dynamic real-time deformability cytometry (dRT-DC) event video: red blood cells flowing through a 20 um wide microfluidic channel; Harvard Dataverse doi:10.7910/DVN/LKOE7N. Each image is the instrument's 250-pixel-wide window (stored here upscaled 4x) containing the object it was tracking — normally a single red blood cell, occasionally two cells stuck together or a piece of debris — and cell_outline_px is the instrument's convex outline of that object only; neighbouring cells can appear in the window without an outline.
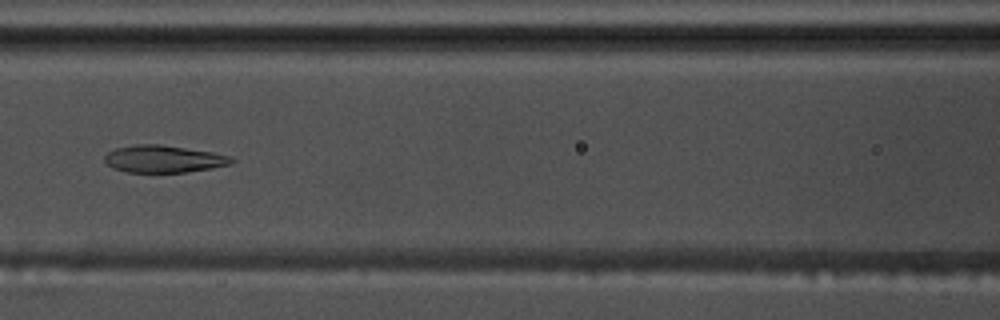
{"species": "common noctule bat (a hibernating species)", "species_latin": "Nyctalus noctula", "temperature_condition": "warm", "stored_images_in_passage": 57, "camera_frame_rate_fps": 3000, "um_per_image_px": 0.085, "animal": {"sex": "male", "body_mass_g": 17.5, "forearm_length_mm": 52.3}, "frame": {"image": 1, "passage_image": 26, "time_ms": 8.333, "image_size_px": [1000, 320], "cell_outline_px": [[236, 160], [232, 164], [212, 168], [188, 172], [128, 172], [112, 168], [104, 160], [104, 156], [108, 152], [116, 148], [136, 144], [160, 144], [212, 152], [228, 156]], "centroid_in_image_um": [13.91, 13.51], "position_along_channel_um": 152.7, "area_um2": 20.11}}
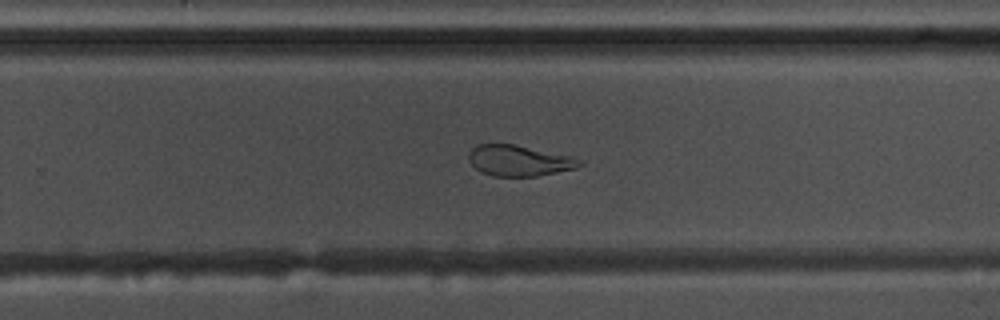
{"frame": {"image": 2, "passage_image": 37, "time_ms": 12.0, "image_size_px": [1000, 320], "cell_outline_px": [[584, 164], [576, 168], [536, 176], [492, 176], [480, 172], [468, 160], [468, 152], [476, 144], [512, 144], [572, 156], [584, 160]], "centroid_in_image_um": [44.12, 13.65], "position_along_channel_um": 285.7, "area_um2": 20.0}}
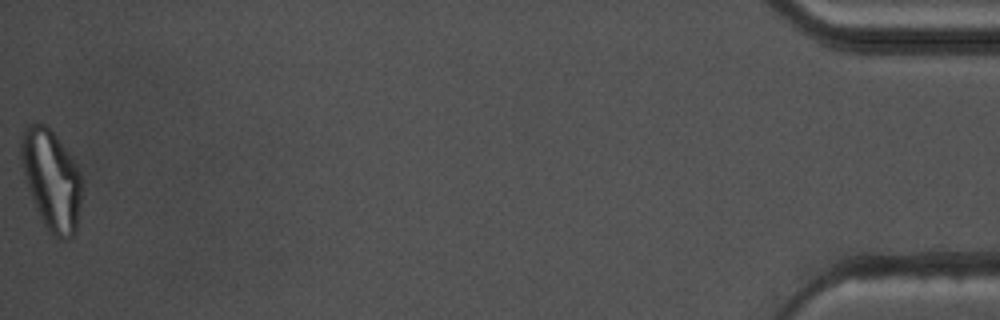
{"frame": {"image": 3, "passage_image": 57, "time_ms": 18.667, "image_size_px": [1000, 320], "cell_outline_px": [[84, 184], [76, 232], [72, 236], [64, 240], [60, 240], [52, 236], [48, 232], [32, 200], [24, 180], [20, 160], [20, 140], [24, 128], [36, 120], [48, 124], [76, 164], [80, 172]], "centroid_in_image_um": [4.37, 15.26], "position_along_channel_um": 430.8, "area_um2": 36.53}, "authors_computed_cell_mechanics": {"area_um2": 24.7962, "velocity_mm_per_s": 3.6417, "shape_relaxation_time_tau1_ms": null, "shape_relaxation_time_tau2_ms": 1.7967, "deformation_change_tau1": null, "deformation_change_tau2": 0.0915}}